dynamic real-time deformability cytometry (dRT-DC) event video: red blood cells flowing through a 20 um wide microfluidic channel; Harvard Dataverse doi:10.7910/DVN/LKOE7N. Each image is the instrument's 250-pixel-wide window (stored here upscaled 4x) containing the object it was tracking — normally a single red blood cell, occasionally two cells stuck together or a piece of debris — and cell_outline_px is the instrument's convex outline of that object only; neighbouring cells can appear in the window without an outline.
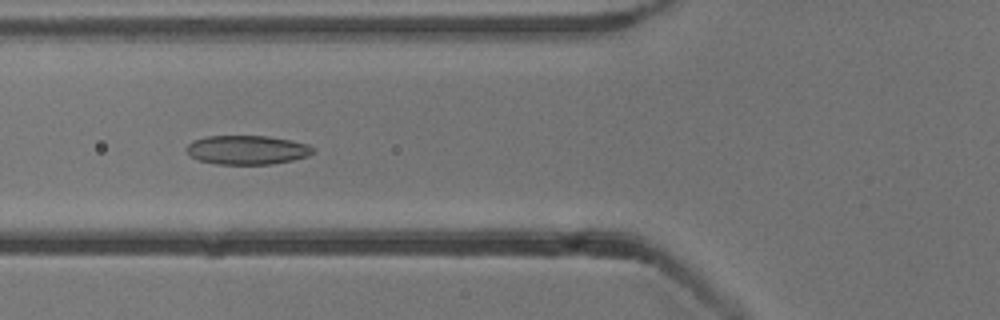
{"species": "common noctule bat (a hibernating species)", "species_latin": "Nyctalus noctula", "temperature_condition": "cold", "stored_images_in_passage": 52, "camera_frame_rate_fps": 3000, "um_per_image_px": 0.085, "animal": {"sex": "male", "body_mass_g": 13.3}, "frame": {"image": 1, "passage_image": 19, "time_ms": 6.0, "image_size_px": [1000, 320], "cell_outline_px": [[316, 152], [308, 156], [292, 160], [272, 164], [216, 164], [200, 160], [192, 156], [184, 148], [192, 140], [208, 136], [268, 136], [292, 140], [308, 144], [316, 148]], "centroid_in_image_um": [21.05, 12.73], "position_along_channel_um": 104.8, "area_um2": 21.56}}
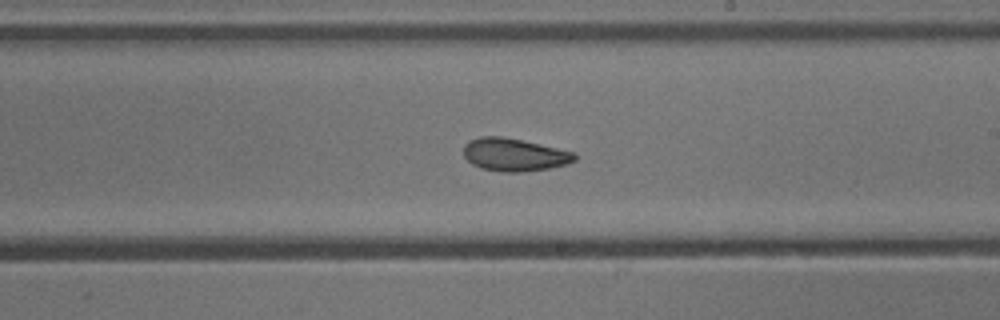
{"frame": {"image": 2, "passage_image": 30, "time_ms": 9.667, "image_size_px": [1000, 320], "cell_outline_px": [[576, 160], [568, 164], [548, 168], [520, 172], [500, 172], [480, 168], [472, 164], [464, 156], [464, 144], [468, 140], [480, 136], [500, 136], [520, 140], [576, 152]], "centroid_in_image_um": [43.69, 13.15], "position_along_channel_um": 245.3, "area_um2": 21.27}}
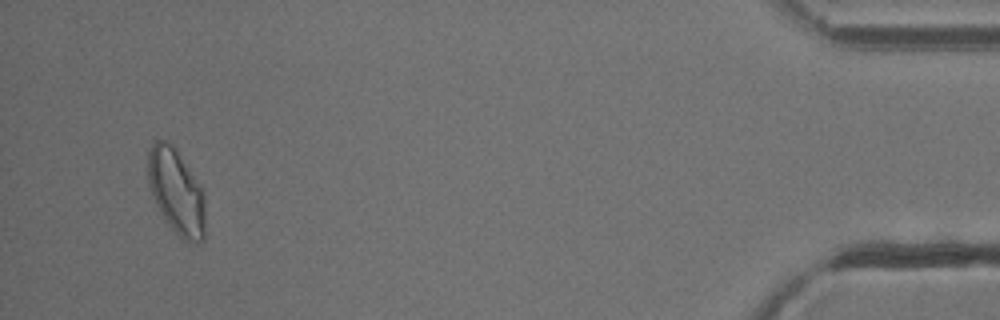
{"frame": {"image": 3, "passage_image": 50, "time_ms": 16.333, "image_size_px": [1000, 320], "cell_outline_px": [[204, 240], [196, 244], [192, 244], [184, 240], [172, 228], [156, 204], [152, 196], [148, 180], [148, 152], [152, 140], [164, 140], [172, 144], [176, 148], [204, 188]], "centroid_in_image_um": [15.01, 16.25], "position_along_channel_um": 420.2, "area_um2": 28.73}, "authors_computed_cell_mechanics": {"area_um2": 22.542, "velocity_mm_per_s": 3.82, "shape_relaxation_time_tau1_ms": 6.1081, "shape_relaxation_time_tau2_ms": 2.8024, "deformation_change_tau1": 0.1392, "deformation_change_tau2": 0.0806}}